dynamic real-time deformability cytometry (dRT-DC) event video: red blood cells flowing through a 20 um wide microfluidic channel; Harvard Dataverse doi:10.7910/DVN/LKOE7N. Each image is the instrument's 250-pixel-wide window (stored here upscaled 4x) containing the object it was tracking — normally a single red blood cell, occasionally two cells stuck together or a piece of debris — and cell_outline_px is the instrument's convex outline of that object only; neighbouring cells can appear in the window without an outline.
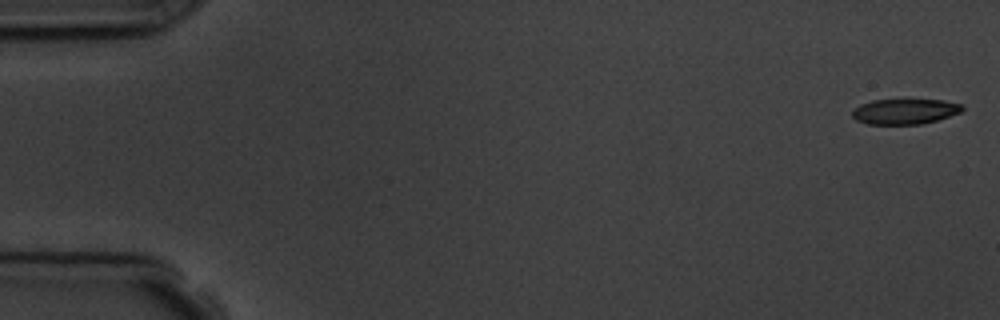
{"species": "common noctule bat (a hibernating species)", "species_latin": "Nyctalus noctula", "temperature_condition": "room temperature", "stored_images_in_passage": 5, "camera_frame_rate_fps": 3000, "um_per_image_px": 0.085, "animal": {"sex": "male", "body_mass_g": 19.5, "forearm_length_mm": 54.6}, "frame": {"image": 1, "passage_image": 1, "time_ms": 0.0, "image_size_px": [1000, 320], "cell_outline_px": [[964, 108], [960, 112], [936, 120], [920, 124], [868, 124], [856, 120], [852, 116], [852, 112], [860, 104], [872, 100], [944, 100], [960, 104]], "centroid_in_image_um": [76.88, 9.47], "position_along_channel_um": 8.1, "area_um2": 16.01}}
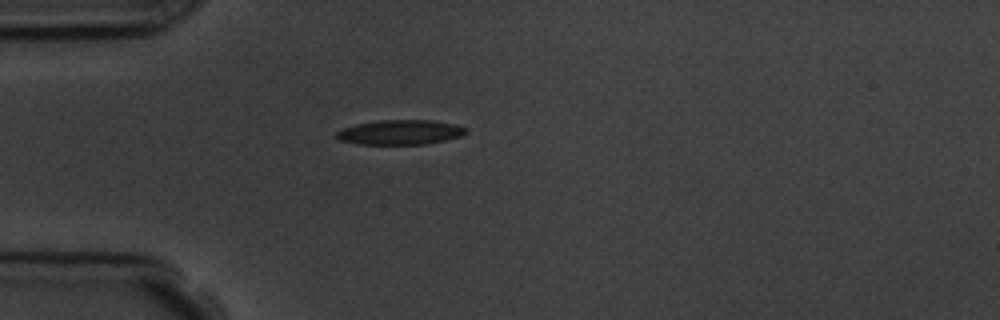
{"frame": {"image": 2, "passage_image": 4, "time_ms": 4.667, "image_size_px": [1000, 320], "cell_outline_px": [[468, 132], [460, 136], [428, 144], [356, 144], [340, 140], [336, 136], [336, 132], [344, 128], [356, 124], [380, 120], [432, 120], [452, 124], [464, 128]], "centroid_in_image_um": [33.99, 11.24], "position_along_channel_um": 51.0, "area_um2": 18.44}}